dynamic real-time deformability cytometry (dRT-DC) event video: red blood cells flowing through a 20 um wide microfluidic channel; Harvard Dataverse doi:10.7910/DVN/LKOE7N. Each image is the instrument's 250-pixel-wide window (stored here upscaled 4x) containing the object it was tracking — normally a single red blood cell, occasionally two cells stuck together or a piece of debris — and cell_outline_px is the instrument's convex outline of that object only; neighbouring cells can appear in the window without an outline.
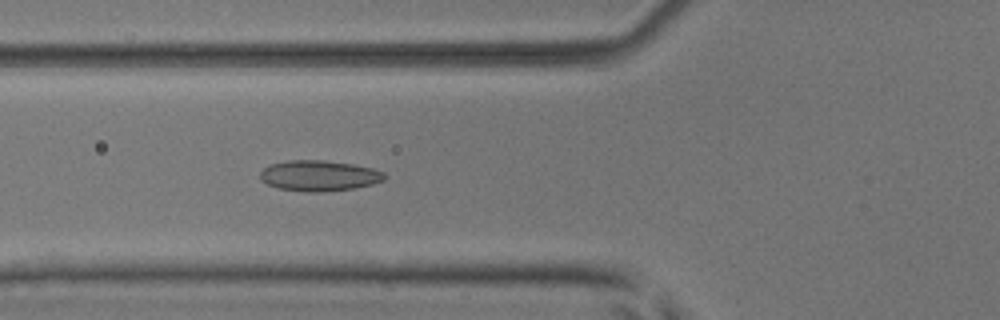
{"species": "common noctule bat (a hibernating species)", "species_latin": "Nyctalus noctula", "temperature_condition": "room temperature", "stored_images_in_passage": 54, "camera_frame_rate_fps": 3000, "um_per_image_px": 0.085, "animal": {"sex": "male", "body_mass_g": 17.9, "forearm_length_mm": 54.2}, "frame": {"image": 1, "passage_image": 21, "time_ms": 6.667, "image_size_px": [1000, 320], "cell_outline_px": [[388, 176], [384, 180], [372, 184], [352, 188], [320, 192], [308, 192], [276, 188], [260, 180], [260, 172], [268, 164], [288, 160], [324, 160], [352, 164], [372, 168], [384, 172]], "centroid_in_image_um": [27.1, 14.93], "position_along_channel_um": 98.7, "area_um2": 22.31}}
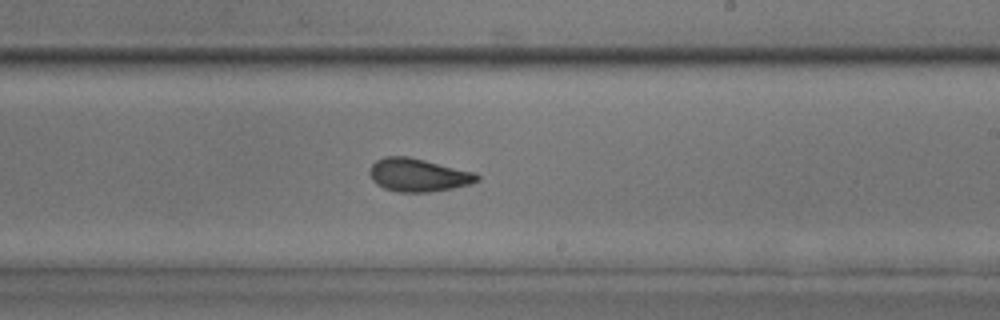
{"frame": {"image": 2, "passage_image": 33, "time_ms": 10.667, "image_size_px": [1000, 320], "cell_outline_px": [[480, 180], [472, 184], [452, 188], [428, 192], [400, 192], [384, 188], [376, 184], [372, 180], [368, 172], [372, 164], [376, 160], [384, 156], [408, 156], [476, 172], [480, 176]], "centroid_in_image_um": [35.56, 14.87], "position_along_channel_um": 253.4, "area_um2": 20.92}}
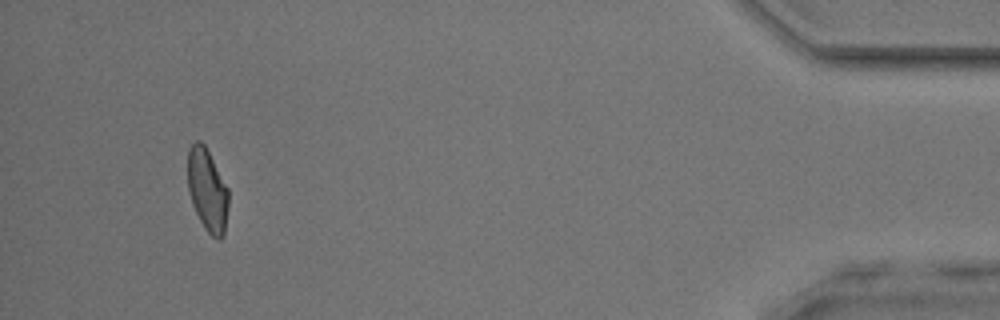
{"frame": {"image": 3, "passage_image": 51, "time_ms": 16.667, "image_size_px": [1000, 320], "cell_outline_px": [[228, 208], [224, 236], [220, 240], [216, 240], [204, 228], [192, 204], [188, 188], [188, 148], [196, 140], [200, 140], [204, 144], [228, 188]], "centroid_in_image_um": [17.63, 16.18], "position_along_channel_um": 417.6, "area_um2": 19.65}, "authors_computed_cell_mechanics": {"area_um2": 20.9814, "velocity_mm_per_s": 3.875, "shape_relaxation_time_tau1_ms": null, "shape_relaxation_time_tau2_ms": 1.7901, "deformation_change_tau1": null, "deformation_change_tau2": 0.0751}}